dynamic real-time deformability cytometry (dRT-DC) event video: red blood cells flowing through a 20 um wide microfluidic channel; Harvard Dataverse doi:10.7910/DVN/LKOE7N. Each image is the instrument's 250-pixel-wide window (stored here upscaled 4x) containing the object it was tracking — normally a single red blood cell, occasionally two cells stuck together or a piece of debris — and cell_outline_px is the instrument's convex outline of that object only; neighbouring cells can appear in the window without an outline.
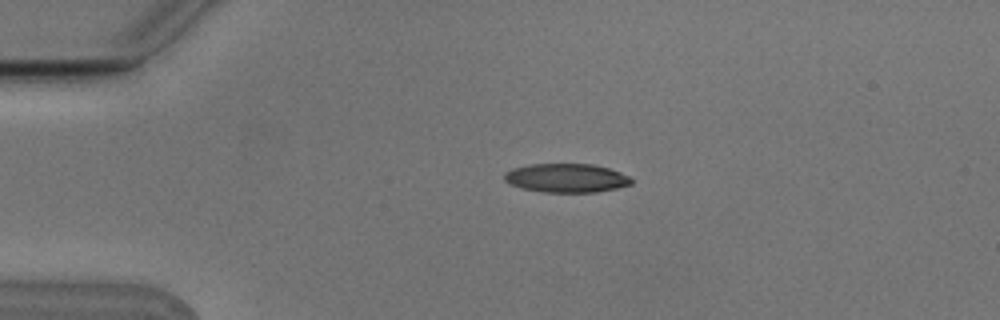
{"species": "Egyptian fruit bat (a non-hibernating species)", "species_latin": "Rousettus aegyptiacus", "temperature_condition": "cold", "stored_images_in_passage": 4, "camera_frame_rate_fps": 3000, "um_per_image_px": 0.085, "animal": {"sex": "male"}, "frame": {"image": 1, "passage_image": 4, "time_ms": 1.0, "image_size_px": [1000, 320], "cell_outline_px": [[632, 184], [616, 188], [596, 192], [544, 192], [520, 188], [508, 184], [504, 180], [504, 172], [512, 168], [532, 164], [592, 164], [608, 168], [620, 172], [628, 176], [632, 180]], "centroid_in_image_um": [48.1, 15.13], "position_along_channel_um": 36.9, "area_um2": 21.39}}